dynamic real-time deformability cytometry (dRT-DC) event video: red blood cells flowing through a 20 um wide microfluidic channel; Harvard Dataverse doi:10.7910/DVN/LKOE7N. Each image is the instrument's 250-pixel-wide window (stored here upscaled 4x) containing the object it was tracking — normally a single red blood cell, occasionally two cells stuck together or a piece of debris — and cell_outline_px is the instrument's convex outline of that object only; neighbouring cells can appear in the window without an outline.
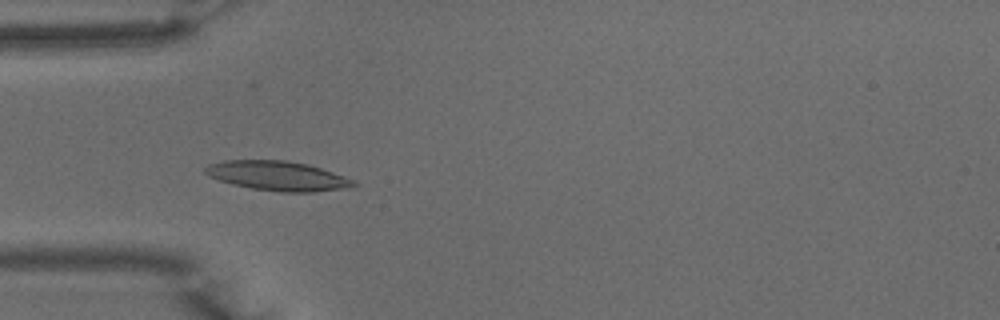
{"species": "common noctule bat (a hibernating species)", "species_latin": "Nyctalus noctula", "temperature_condition": "warm", "stored_images_in_passage": 50, "camera_frame_rate_fps": 3000, "um_per_image_px": 0.085, "animal": {"sex": "male", "body_mass_g": 15.6}, "frame": {"image": 1, "passage_image": 15, "time_ms": 4.667, "image_size_px": [1000, 320], "cell_outline_px": [[352, 184], [332, 188], [256, 188], [224, 180], [212, 176], [216, 164], [236, 160], [276, 160], [300, 164], [316, 168], [328, 172]], "centroid_in_image_um": [23.46, 14.87], "position_along_channel_um": 61.5, "area_um2": 20.63}}
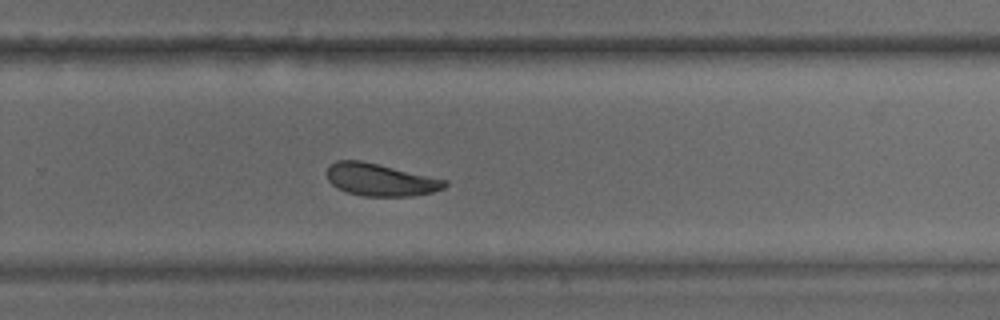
{"frame": {"image": 2, "passage_image": 33, "time_ms": 10.667, "image_size_px": [1000, 320], "cell_outline_px": [[448, 184], [440, 188], [428, 192], [400, 196], [368, 196], [352, 192], [340, 188], [332, 184], [328, 176], [328, 168], [332, 164], [340, 160], [356, 160], [376, 164], [444, 180]], "centroid_in_image_um": [32.28, 15.27], "position_along_channel_um": 297.5, "area_um2": 20.81}}
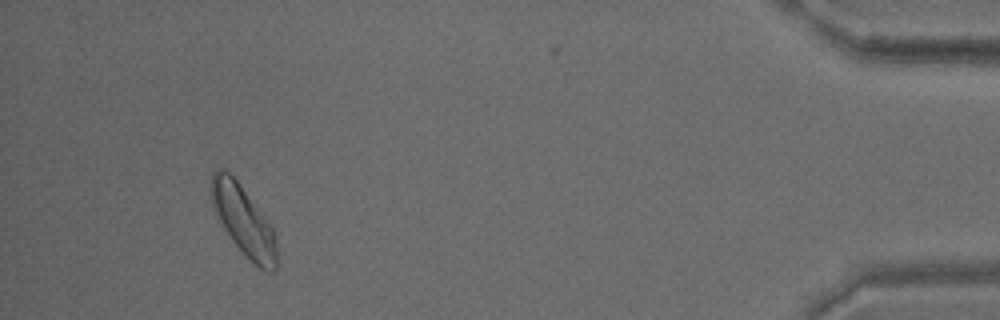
{"frame": {"image": 3, "passage_image": 47, "time_ms": 15.333, "image_size_px": [1000, 320], "cell_outline_px": [[272, 248], [260, 264], [256, 264], [240, 248], [228, 232], [220, 216], [216, 204], [212, 180], [216, 176], [232, 176], [236, 180], [272, 232]], "centroid_in_image_um": [20.58, 18.6], "position_along_channel_um": 414.6, "area_um2": 20.58}, "authors_computed_cell_mechanics": {"area_um2": 20.2878, "velocity_mm_per_s": 3.9529, "shape_relaxation_time_tau1_ms": 7.1282, "shape_relaxation_time_tau2_ms": 3.6697, "deformation_change_tau1": 0.1543, "deformation_change_tau2": 0.1027}}